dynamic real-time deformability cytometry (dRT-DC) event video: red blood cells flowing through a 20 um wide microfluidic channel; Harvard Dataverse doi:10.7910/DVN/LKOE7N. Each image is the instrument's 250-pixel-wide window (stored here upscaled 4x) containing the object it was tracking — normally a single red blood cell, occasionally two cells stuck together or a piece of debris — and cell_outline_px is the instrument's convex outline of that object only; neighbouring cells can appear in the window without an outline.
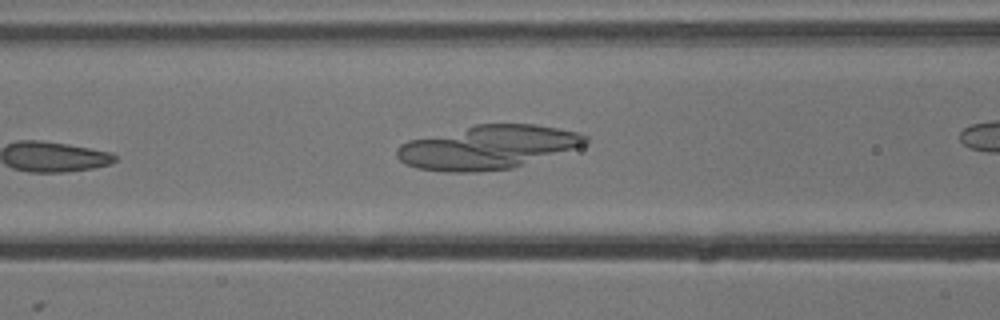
{"species": "common noctule bat (a hibernating species)", "species_latin": "Nyctalus noctula", "temperature_condition": "cold", "stored_images_in_passage": 6, "segment_of_instrument_passage": [1, 2], "camera_frame_rate_fps": 3000, "um_per_image_px": 0.085, "animal": {"sex": "male", "body_mass_g": 13.3}, "frame": {"image": 1, "passage_image": 5, "time_ms": 1.333, "image_size_px": [1000, 320], "cell_outline_px": [[588, 144], [512, 168], [472, 172], [444, 172], [416, 168], [400, 160], [396, 156], [396, 148], [400, 144], [408, 140], [476, 124], [536, 124], [576, 132], [588, 136]], "centroid_in_image_um": [41.43, 12.52], "position_along_channel_um": 125.2, "area_um2": 47.86}}